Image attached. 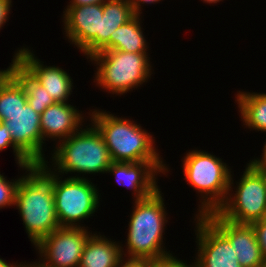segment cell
<instances>
[{
  "mask_svg": "<svg viewBox=\"0 0 266 267\" xmlns=\"http://www.w3.org/2000/svg\"><path fill=\"white\" fill-rule=\"evenodd\" d=\"M256 239L262 251L263 258L266 260V218L251 223Z\"/></svg>",
  "mask_w": 266,
  "mask_h": 267,
  "instance_id": "cell-25",
  "label": "cell"
},
{
  "mask_svg": "<svg viewBox=\"0 0 266 267\" xmlns=\"http://www.w3.org/2000/svg\"><path fill=\"white\" fill-rule=\"evenodd\" d=\"M17 63L49 94L56 103H68L72 94L73 79L70 74L58 66L44 65L27 46L18 48L13 54Z\"/></svg>",
  "mask_w": 266,
  "mask_h": 267,
  "instance_id": "cell-14",
  "label": "cell"
},
{
  "mask_svg": "<svg viewBox=\"0 0 266 267\" xmlns=\"http://www.w3.org/2000/svg\"><path fill=\"white\" fill-rule=\"evenodd\" d=\"M27 102L26 92L21 83L11 75L0 87V122L9 120Z\"/></svg>",
  "mask_w": 266,
  "mask_h": 267,
  "instance_id": "cell-22",
  "label": "cell"
},
{
  "mask_svg": "<svg viewBox=\"0 0 266 267\" xmlns=\"http://www.w3.org/2000/svg\"><path fill=\"white\" fill-rule=\"evenodd\" d=\"M9 67L6 69H0V87L5 83V81L12 75L13 68L17 63V56H13Z\"/></svg>",
  "mask_w": 266,
  "mask_h": 267,
  "instance_id": "cell-28",
  "label": "cell"
},
{
  "mask_svg": "<svg viewBox=\"0 0 266 267\" xmlns=\"http://www.w3.org/2000/svg\"><path fill=\"white\" fill-rule=\"evenodd\" d=\"M12 0H0V30L8 22Z\"/></svg>",
  "mask_w": 266,
  "mask_h": 267,
  "instance_id": "cell-27",
  "label": "cell"
},
{
  "mask_svg": "<svg viewBox=\"0 0 266 267\" xmlns=\"http://www.w3.org/2000/svg\"><path fill=\"white\" fill-rule=\"evenodd\" d=\"M12 147L15 163L23 171L29 170L34 164L14 145L11 134L7 126L0 122V151Z\"/></svg>",
  "mask_w": 266,
  "mask_h": 267,
  "instance_id": "cell-23",
  "label": "cell"
},
{
  "mask_svg": "<svg viewBox=\"0 0 266 267\" xmlns=\"http://www.w3.org/2000/svg\"><path fill=\"white\" fill-rule=\"evenodd\" d=\"M149 53H128L107 50L93 54L89 59L96 64L94 82L108 93L121 96L151 79L152 62Z\"/></svg>",
  "mask_w": 266,
  "mask_h": 267,
  "instance_id": "cell-6",
  "label": "cell"
},
{
  "mask_svg": "<svg viewBox=\"0 0 266 267\" xmlns=\"http://www.w3.org/2000/svg\"><path fill=\"white\" fill-rule=\"evenodd\" d=\"M14 207L18 209L34 247L60 228L52 190V171L44 163L25 170L16 190Z\"/></svg>",
  "mask_w": 266,
  "mask_h": 267,
  "instance_id": "cell-2",
  "label": "cell"
},
{
  "mask_svg": "<svg viewBox=\"0 0 266 267\" xmlns=\"http://www.w3.org/2000/svg\"><path fill=\"white\" fill-rule=\"evenodd\" d=\"M186 262L187 260L183 261L173 256L165 260L149 262V267H193L192 262L191 264H187Z\"/></svg>",
  "mask_w": 266,
  "mask_h": 267,
  "instance_id": "cell-26",
  "label": "cell"
},
{
  "mask_svg": "<svg viewBox=\"0 0 266 267\" xmlns=\"http://www.w3.org/2000/svg\"><path fill=\"white\" fill-rule=\"evenodd\" d=\"M183 157L182 169L185 181L199 195L198 216H204L224 203L232 169L220 157L205 150H189ZM201 198V199H200Z\"/></svg>",
  "mask_w": 266,
  "mask_h": 267,
  "instance_id": "cell-5",
  "label": "cell"
},
{
  "mask_svg": "<svg viewBox=\"0 0 266 267\" xmlns=\"http://www.w3.org/2000/svg\"><path fill=\"white\" fill-rule=\"evenodd\" d=\"M91 181L89 178L63 179V175L52 172L54 204L60 227L89 228L81 223L97 212L101 199L99 188Z\"/></svg>",
  "mask_w": 266,
  "mask_h": 267,
  "instance_id": "cell-7",
  "label": "cell"
},
{
  "mask_svg": "<svg viewBox=\"0 0 266 267\" xmlns=\"http://www.w3.org/2000/svg\"><path fill=\"white\" fill-rule=\"evenodd\" d=\"M68 103H55L40 114L41 134L44 142H60L77 132L86 117L82 111ZM80 111V112H79Z\"/></svg>",
  "mask_w": 266,
  "mask_h": 267,
  "instance_id": "cell-16",
  "label": "cell"
},
{
  "mask_svg": "<svg viewBox=\"0 0 266 267\" xmlns=\"http://www.w3.org/2000/svg\"><path fill=\"white\" fill-rule=\"evenodd\" d=\"M7 126L14 145L34 164L46 162L45 142L41 134L40 114L27 102L16 113L3 121ZM44 144V145H43Z\"/></svg>",
  "mask_w": 266,
  "mask_h": 267,
  "instance_id": "cell-13",
  "label": "cell"
},
{
  "mask_svg": "<svg viewBox=\"0 0 266 267\" xmlns=\"http://www.w3.org/2000/svg\"><path fill=\"white\" fill-rule=\"evenodd\" d=\"M131 0H106L103 3L100 33H97V52L110 50V36L135 16Z\"/></svg>",
  "mask_w": 266,
  "mask_h": 267,
  "instance_id": "cell-18",
  "label": "cell"
},
{
  "mask_svg": "<svg viewBox=\"0 0 266 267\" xmlns=\"http://www.w3.org/2000/svg\"><path fill=\"white\" fill-rule=\"evenodd\" d=\"M21 175L17 179L8 180L0 172V210L10 206H14L16 198V190L20 181Z\"/></svg>",
  "mask_w": 266,
  "mask_h": 267,
  "instance_id": "cell-24",
  "label": "cell"
},
{
  "mask_svg": "<svg viewBox=\"0 0 266 267\" xmlns=\"http://www.w3.org/2000/svg\"><path fill=\"white\" fill-rule=\"evenodd\" d=\"M162 194L159 188L152 196L133 200L126 245L122 244L125 261L155 262L174 256L163 241L169 217Z\"/></svg>",
  "mask_w": 266,
  "mask_h": 267,
  "instance_id": "cell-1",
  "label": "cell"
},
{
  "mask_svg": "<svg viewBox=\"0 0 266 267\" xmlns=\"http://www.w3.org/2000/svg\"><path fill=\"white\" fill-rule=\"evenodd\" d=\"M266 140V139H265ZM262 155L258 158H254L252 160H266V141L264 143V146H263V150H262Z\"/></svg>",
  "mask_w": 266,
  "mask_h": 267,
  "instance_id": "cell-34",
  "label": "cell"
},
{
  "mask_svg": "<svg viewBox=\"0 0 266 267\" xmlns=\"http://www.w3.org/2000/svg\"><path fill=\"white\" fill-rule=\"evenodd\" d=\"M122 243L94 232L86 241L79 267H119L125 261Z\"/></svg>",
  "mask_w": 266,
  "mask_h": 267,
  "instance_id": "cell-17",
  "label": "cell"
},
{
  "mask_svg": "<svg viewBox=\"0 0 266 267\" xmlns=\"http://www.w3.org/2000/svg\"><path fill=\"white\" fill-rule=\"evenodd\" d=\"M164 161L112 162L107 170L121 186L132 190L134 200L152 196L160 187L158 175L170 171Z\"/></svg>",
  "mask_w": 266,
  "mask_h": 267,
  "instance_id": "cell-12",
  "label": "cell"
},
{
  "mask_svg": "<svg viewBox=\"0 0 266 267\" xmlns=\"http://www.w3.org/2000/svg\"><path fill=\"white\" fill-rule=\"evenodd\" d=\"M53 147L55 148L50 154L52 165H48V160L44 164L52 172L61 176L76 173V176L68 177L84 179L88 178L84 176L86 174H107L112 163L104 139L92 123L85 128L82 126L73 135L56 143Z\"/></svg>",
  "mask_w": 266,
  "mask_h": 267,
  "instance_id": "cell-4",
  "label": "cell"
},
{
  "mask_svg": "<svg viewBox=\"0 0 266 267\" xmlns=\"http://www.w3.org/2000/svg\"><path fill=\"white\" fill-rule=\"evenodd\" d=\"M24 267H42L37 261H31V262H25V265H24Z\"/></svg>",
  "mask_w": 266,
  "mask_h": 267,
  "instance_id": "cell-35",
  "label": "cell"
},
{
  "mask_svg": "<svg viewBox=\"0 0 266 267\" xmlns=\"http://www.w3.org/2000/svg\"><path fill=\"white\" fill-rule=\"evenodd\" d=\"M229 241L242 267H261L265 262L251 224H239L216 212L204 215Z\"/></svg>",
  "mask_w": 266,
  "mask_h": 267,
  "instance_id": "cell-15",
  "label": "cell"
},
{
  "mask_svg": "<svg viewBox=\"0 0 266 267\" xmlns=\"http://www.w3.org/2000/svg\"><path fill=\"white\" fill-rule=\"evenodd\" d=\"M13 263L14 262L7 263V261L5 259L0 258V267H24V265H25L24 262H20L19 264H18V262L14 263V264Z\"/></svg>",
  "mask_w": 266,
  "mask_h": 267,
  "instance_id": "cell-33",
  "label": "cell"
},
{
  "mask_svg": "<svg viewBox=\"0 0 266 267\" xmlns=\"http://www.w3.org/2000/svg\"><path fill=\"white\" fill-rule=\"evenodd\" d=\"M261 267H266V260H265V262L262 264Z\"/></svg>",
  "mask_w": 266,
  "mask_h": 267,
  "instance_id": "cell-37",
  "label": "cell"
},
{
  "mask_svg": "<svg viewBox=\"0 0 266 267\" xmlns=\"http://www.w3.org/2000/svg\"><path fill=\"white\" fill-rule=\"evenodd\" d=\"M92 234L88 228L56 229L35 246L40 256L37 262L42 267H79L84 246Z\"/></svg>",
  "mask_w": 266,
  "mask_h": 267,
  "instance_id": "cell-9",
  "label": "cell"
},
{
  "mask_svg": "<svg viewBox=\"0 0 266 267\" xmlns=\"http://www.w3.org/2000/svg\"><path fill=\"white\" fill-rule=\"evenodd\" d=\"M244 170L235 187L231 174L227 197L216 213L234 223L251 224L266 218V182L250 162Z\"/></svg>",
  "mask_w": 266,
  "mask_h": 267,
  "instance_id": "cell-8",
  "label": "cell"
},
{
  "mask_svg": "<svg viewBox=\"0 0 266 267\" xmlns=\"http://www.w3.org/2000/svg\"><path fill=\"white\" fill-rule=\"evenodd\" d=\"M142 16L136 14L124 25L119 26L110 36V50L128 53H148L149 46L143 34Z\"/></svg>",
  "mask_w": 266,
  "mask_h": 267,
  "instance_id": "cell-20",
  "label": "cell"
},
{
  "mask_svg": "<svg viewBox=\"0 0 266 267\" xmlns=\"http://www.w3.org/2000/svg\"><path fill=\"white\" fill-rule=\"evenodd\" d=\"M162 0H131V4L133 6V10L135 14L141 15L142 12V7L144 4H155V3H160ZM143 4V5H142Z\"/></svg>",
  "mask_w": 266,
  "mask_h": 267,
  "instance_id": "cell-29",
  "label": "cell"
},
{
  "mask_svg": "<svg viewBox=\"0 0 266 267\" xmlns=\"http://www.w3.org/2000/svg\"><path fill=\"white\" fill-rule=\"evenodd\" d=\"M12 75L21 83L26 95L27 103L39 114L56 102L48 92L36 82L18 63L15 64Z\"/></svg>",
  "mask_w": 266,
  "mask_h": 267,
  "instance_id": "cell-21",
  "label": "cell"
},
{
  "mask_svg": "<svg viewBox=\"0 0 266 267\" xmlns=\"http://www.w3.org/2000/svg\"><path fill=\"white\" fill-rule=\"evenodd\" d=\"M235 99L243 126L266 132V93L237 91Z\"/></svg>",
  "mask_w": 266,
  "mask_h": 267,
  "instance_id": "cell-19",
  "label": "cell"
},
{
  "mask_svg": "<svg viewBox=\"0 0 266 267\" xmlns=\"http://www.w3.org/2000/svg\"><path fill=\"white\" fill-rule=\"evenodd\" d=\"M201 1H203L204 3H208V4H217V3H219L220 1H222L223 2V0H201Z\"/></svg>",
  "mask_w": 266,
  "mask_h": 267,
  "instance_id": "cell-36",
  "label": "cell"
},
{
  "mask_svg": "<svg viewBox=\"0 0 266 267\" xmlns=\"http://www.w3.org/2000/svg\"><path fill=\"white\" fill-rule=\"evenodd\" d=\"M249 162L260 172L266 182V160H250Z\"/></svg>",
  "mask_w": 266,
  "mask_h": 267,
  "instance_id": "cell-31",
  "label": "cell"
},
{
  "mask_svg": "<svg viewBox=\"0 0 266 267\" xmlns=\"http://www.w3.org/2000/svg\"><path fill=\"white\" fill-rule=\"evenodd\" d=\"M194 217L197 254L193 267H242L230 241L205 216Z\"/></svg>",
  "mask_w": 266,
  "mask_h": 267,
  "instance_id": "cell-11",
  "label": "cell"
},
{
  "mask_svg": "<svg viewBox=\"0 0 266 267\" xmlns=\"http://www.w3.org/2000/svg\"><path fill=\"white\" fill-rule=\"evenodd\" d=\"M110 113L92 109L86 118L100 132L112 162L164 161L151 132L134 120Z\"/></svg>",
  "mask_w": 266,
  "mask_h": 267,
  "instance_id": "cell-3",
  "label": "cell"
},
{
  "mask_svg": "<svg viewBox=\"0 0 266 267\" xmlns=\"http://www.w3.org/2000/svg\"><path fill=\"white\" fill-rule=\"evenodd\" d=\"M66 7L62 15L63 34L88 59L97 53V33H100L103 3Z\"/></svg>",
  "mask_w": 266,
  "mask_h": 267,
  "instance_id": "cell-10",
  "label": "cell"
},
{
  "mask_svg": "<svg viewBox=\"0 0 266 267\" xmlns=\"http://www.w3.org/2000/svg\"><path fill=\"white\" fill-rule=\"evenodd\" d=\"M69 4L67 6H83V5H93V4H101L106 0H69Z\"/></svg>",
  "mask_w": 266,
  "mask_h": 267,
  "instance_id": "cell-30",
  "label": "cell"
},
{
  "mask_svg": "<svg viewBox=\"0 0 266 267\" xmlns=\"http://www.w3.org/2000/svg\"><path fill=\"white\" fill-rule=\"evenodd\" d=\"M119 267H149L145 261H124Z\"/></svg>",
  "mask_w": 266,
  "mask_h": 267,
  "instance_id": "cell-32",
  "label": "cell"
}]
</instances>
